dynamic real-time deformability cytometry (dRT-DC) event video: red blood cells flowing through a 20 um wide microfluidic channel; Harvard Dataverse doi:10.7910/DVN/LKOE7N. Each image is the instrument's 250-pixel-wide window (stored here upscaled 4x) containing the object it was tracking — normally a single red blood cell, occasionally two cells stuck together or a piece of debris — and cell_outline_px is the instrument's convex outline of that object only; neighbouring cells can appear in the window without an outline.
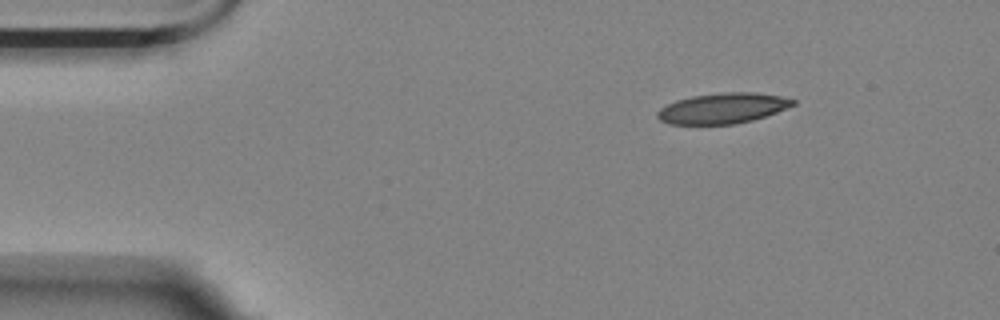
{"species": "Egyptian fruit bat (a non-hibernating species)", "species_latin": "Rousettus aegyptiacus", "temperature_condition": "room temperature", "stored_images_in_passage": 49, "camera_frame_rate_fps": 3000, "um_per_image_px": 0.085, "animal": {"sex": "female"}, "frame": {"image": 1, "passage_image": 1, "time_ms": 0.0, "image_size_px": [1000, 320], "cell_outline_px": [[796, 104], [776, 112], [752, 120], [736, 124], [668, 124], [660, 120], [656, 116], [656, 112], [660, 108], [676, 100], [692, 96], [720, 92], [756, 92], [780, 96], [796, 100]], "centroid_in_image_um": [61.41, 9.2], "position_along_channel_um": 23.6, "area_um2": 24.1}}
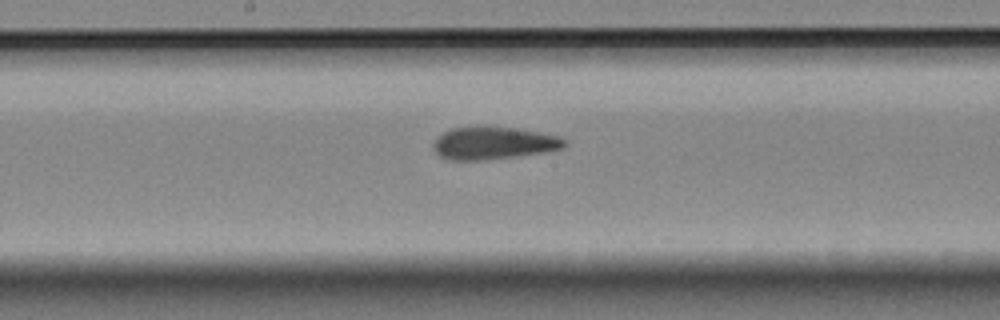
{"frame": {"image": 2, "passage_image": 22, "time_ms": 7.0, "image_size_px": [1000, 320], "cell_outline_px": [[568, 144], [564, 148], [544, 152], [516, 156], [484, 160], [448, 160], [440, 156], [432, 148], [432, 144], [444, 132], [452, 128], [512, 128], [540, 132], [560, 136]], "centroid_in_image_um": [41.98, 12.19], "position_along_channel_um": 206.2, "area_um2": 24.39}}
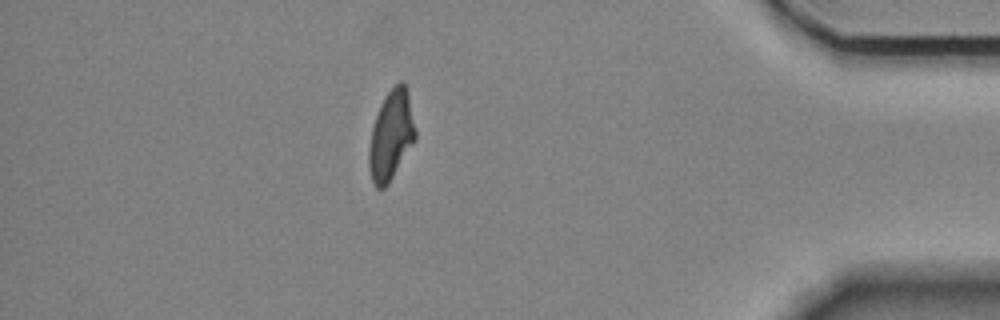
{"frame": {"image": 3, "passage_image": 42, "time_ms": 13.667, "image_size_px": [1000, 320], "cell_outline_px": [[416, 140], [388, 184], [384, 188], [376, 188], [372, 180], [368, 168], [368, 148], [372, 128], [380, 104], [388, 92], [400, 80], [404, 84], [408, 92], [416, 128]], "centroid_in_image_um": [33.24, 11.53], "position_along_channel_um": 402.0, "area_um2": 24.28}, "authors_computed_cell_mechanics": {"area_um2": 24.6228, "velocity_mm_per_s": 3.5553, "shape_relaxation_time_tau1_ms": null, "shape_relaxation_time_tau2_ms": 3.4573, "deformation_change_tau1": null, "deformation_change_tau2": 0.1239}}